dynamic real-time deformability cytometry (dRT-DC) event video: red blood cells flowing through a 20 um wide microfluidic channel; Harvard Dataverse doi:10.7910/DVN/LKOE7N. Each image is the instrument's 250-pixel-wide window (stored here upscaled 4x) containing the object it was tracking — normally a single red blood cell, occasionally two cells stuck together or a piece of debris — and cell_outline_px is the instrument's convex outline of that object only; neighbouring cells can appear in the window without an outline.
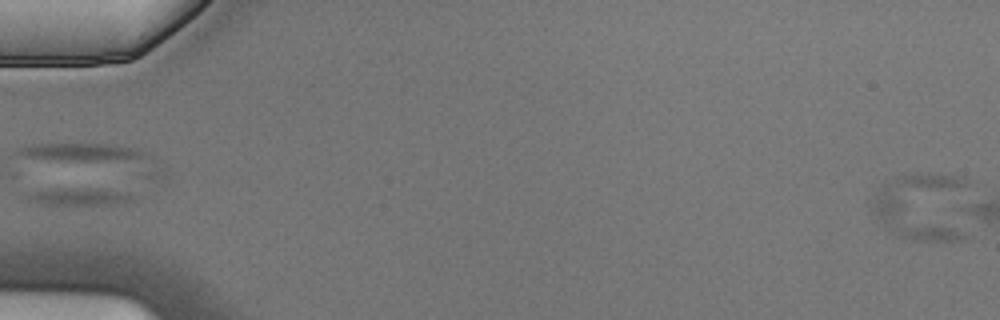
{"species": "Egyptian fruit bat (a non-hibernating species)", "species_latin": "Rousettus aegyptiacus", "temperature_condition": "cold", "stored_images_in_passage": 6, "camera_frame_rate_fps": 3000, "um_per_image_px": 0.085, "animal": {"sex": "male"}, "frame": {"image": 1, "passage_image": 5, "time_ms": 1.333, "image_size_px": [1000, 320], "cell_outline_px": [[136, 196], [132, 200], [112, 204], [40, 204], [28, 200], [20, 196], [20, 192], [56, 188], [88, 188], [128, 192]], "centroid_in_image_um": [6.53, 16.69], "position_along_channel_um": 78.5, "area_um2": 10.98}}